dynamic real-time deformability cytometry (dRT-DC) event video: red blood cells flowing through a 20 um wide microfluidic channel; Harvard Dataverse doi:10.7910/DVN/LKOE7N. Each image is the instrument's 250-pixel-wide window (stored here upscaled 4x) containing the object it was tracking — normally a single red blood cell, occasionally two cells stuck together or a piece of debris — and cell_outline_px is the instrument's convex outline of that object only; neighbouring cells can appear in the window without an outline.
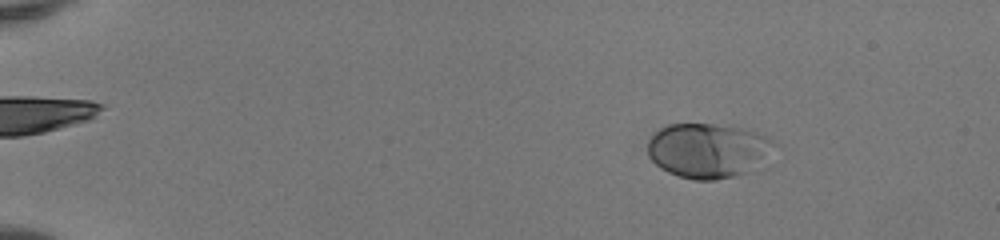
{"species": "human", "species_latin": "Homo sapiens", "temperature_condition": "room temperature", "stored_images_in_passage": 52, "camera_frame_rate_fps": 3000, "um_per_image_px": 0.085, "donor": {"sex": "female"}, "frame": {"image": 1, "passage_image": 9, "time_ms": 2.667, "image_size_px": [1000, 240], "cell_outline_px": [[780, 144], [764, 168], [716, 180], [696, 180], [680, 176], [668, 172], [660, 168], [648, 156], [648, 140], [660, 128], [668, 124], [712, 124], [744, 128], [768, 136], [776, 140]], "centroid_in_image_um": [60.33, 12.8], "position_along_channel_um": 24.7, "area_um2": 41.5}}
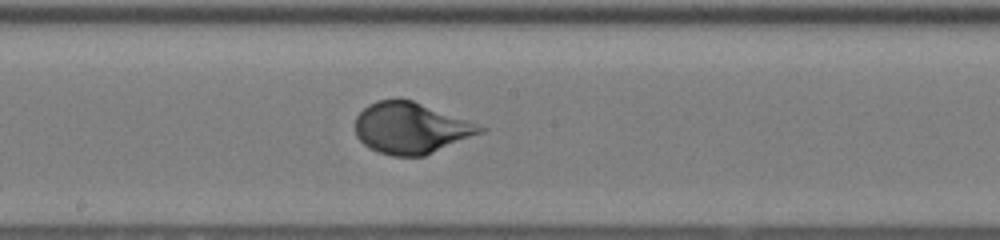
{"frame": {"image": 2, "passage_image": 31, "time_ms": 10.0, "image_size_px": [1000, 240], "cell_outline_px": [[488, 128], [484, 132], [424, 156], [392, 156], [380, 152], [364, 144], [356, 136], [356, 116], [368, 104], [376, 100], [412, 100]], "centroid_in_image_um": [34.93, 10.89], "position_along_channel_um": 213.3, "area_um2": 36.76}}
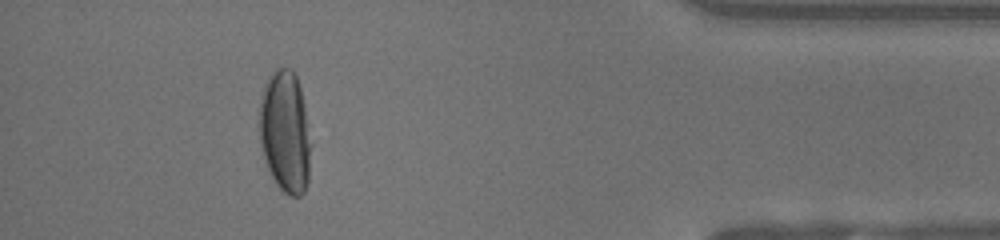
{"frame": {"image": 3, "passage_image": 48, "time_ms": 15.667, "image_size_px": [1000, 240], "cell_outline_px": [[312, 144], [308, 184], [304, 192], [300, 196], [292, 196], [284, 192], [276, 184], [264, 160], [260, 144], [260, 104], [264, 84], [268, 76], [276, 68], [292, 68], [296, 76], [300, 88], [304, 104]], "centroid_in_image_um": [24.26, 11.22], "position_along_channel_um": 410.9, "area_um2": 37.05}, "authors_computed_cell_mechanics": {"area_um2": 37.7434, "velocity_mm_per_s": 4.1396, "shape_relaxation_time_tau1_ms": 2.5791, "shape_relaxation_time_tau2_ms": null, "deformation_change_tau1": 0.1776, "deformation_change_tau2": null}}